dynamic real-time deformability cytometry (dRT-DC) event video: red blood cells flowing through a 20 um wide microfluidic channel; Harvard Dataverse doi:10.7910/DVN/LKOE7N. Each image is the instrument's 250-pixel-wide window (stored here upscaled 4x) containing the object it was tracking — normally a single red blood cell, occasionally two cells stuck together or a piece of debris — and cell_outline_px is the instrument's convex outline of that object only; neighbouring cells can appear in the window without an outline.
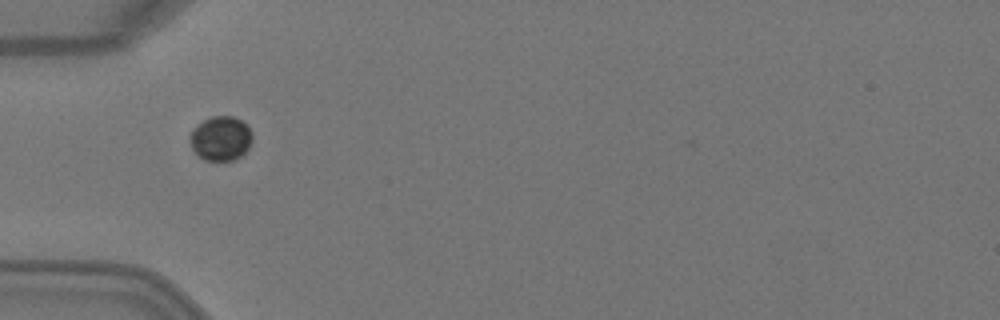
{"species": "Egyptian fruit bat (a non-hibernating species)", "species_latin": "Rousettus aegyptiacus", "temperature_condition": "warm", "stored_images_in_passage": 2, "camera_frame_rate_fps": 3000, "um_per_image_px": 0.085, "animal": {"sex": "female"}, "frame": {"image": 1, "passage_image": 1, "time_ms": 0.0, "image_size_px": [1000, 320], "cell_outline_px": [[252, 140], [248, 148], [240, 156], [232, 160], [204, 160], [192, 148], [188, 136], [204, 120], [212, 116], [232, 116], [240, 120], [252, 132]], "centroid_in_image_um": [18.77, 11.77], "position_along_channel_um": 66.2, "area_um2": 15.78}}